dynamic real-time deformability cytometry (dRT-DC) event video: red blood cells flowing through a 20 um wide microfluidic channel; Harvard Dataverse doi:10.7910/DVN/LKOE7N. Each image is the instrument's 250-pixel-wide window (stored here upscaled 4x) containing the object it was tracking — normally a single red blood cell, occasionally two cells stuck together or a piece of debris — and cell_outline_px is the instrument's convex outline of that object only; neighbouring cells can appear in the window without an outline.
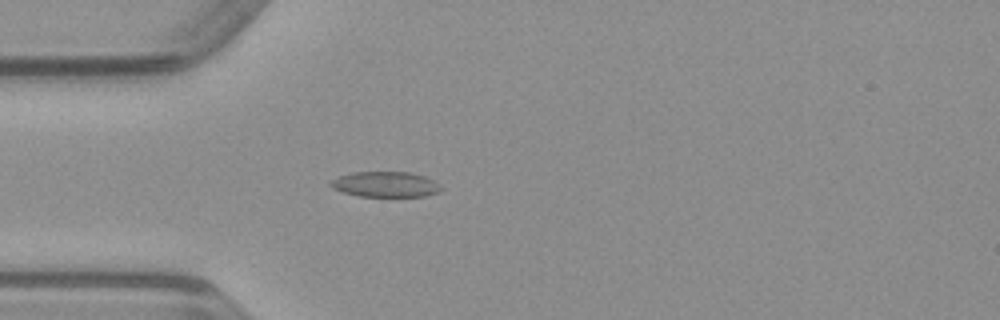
{"species": "common noctule bat (a hibernating species)", "species_latin": "Nyctalus noctula", "temperature_condition": "warm", "stored_images_in_passage": 39, "camera_frame_rate_fps": 3000, "um_per_image_px": 0.085, "animal": {"sex": "male", "body_mass_g": 23.1, "forearm_length_mm": 52.7}, "frame": {"image": 1, "passage_image": 3, "time_ms": 0.667, "image_size_px": [1000, 320], "cell_outline_px": [[444, 188], [440, 192], [424, 196], [360, 196], [344, 192], [332, 188], [328, 184], [336, 176], [352, 172], [408, 172], [424, 176], [440, 184]], "centroid_in_image_um": [32.76, 15.66], "position_along_channel_um": 52.2, "area_um2": 16.42}}
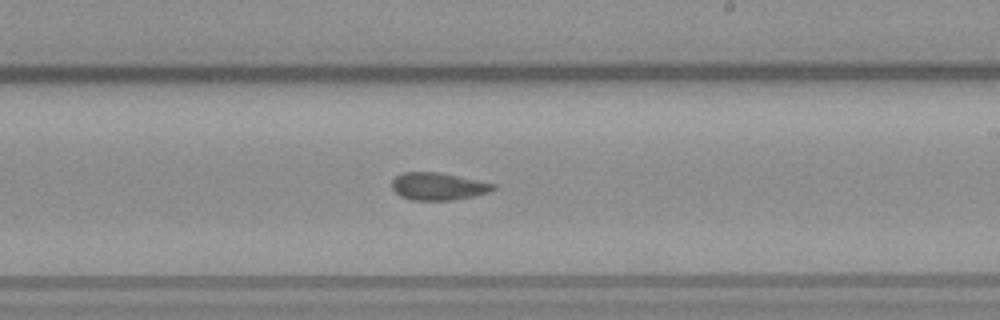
{"frame": {"image": 2, "passage_image": 18, "time_ms": 5.667, "image_size_px": [1000, 320], "cell_outline_px": [[496, 188], [488, 192], [472, 196], [452, 200], [412, 200], [400, 196], [392, 188], [392, 180], [400, 172], [440, 172], [496, 184]], "centroid_in_image_um": [37.22, 15.83], "position_along_channel_um": 251.8, "area_um2": 16.18}}
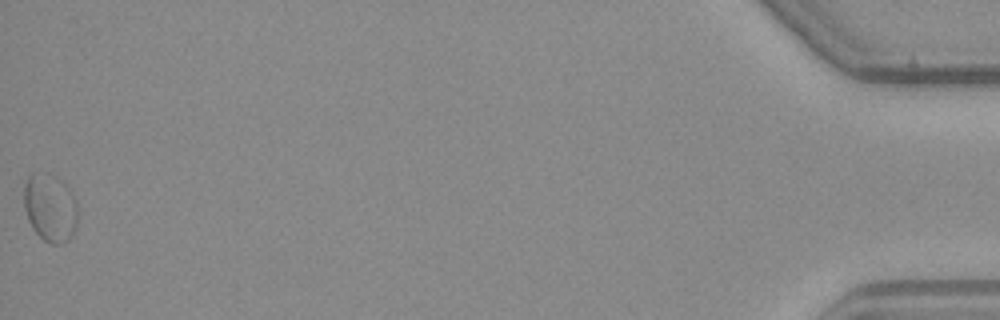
{"frame": {"image": 3, "passage_image": 39, "time_ms": 12.667, "image_size_px": [1000, 320], "cell_outline_px": [[76, 228], [72, 236], [64, 244], [52, 244], [44, 240], [32, 228], [28, 220], [24, 208], [24, 184], [28, 176], [32, 172], [48, 172], [56, 176], [72, 192], [76, 200]], "centroid_in_image_um": [4.25, 17.64], "position_along_channel_um": 431.0, "area_um2": 21.56}}